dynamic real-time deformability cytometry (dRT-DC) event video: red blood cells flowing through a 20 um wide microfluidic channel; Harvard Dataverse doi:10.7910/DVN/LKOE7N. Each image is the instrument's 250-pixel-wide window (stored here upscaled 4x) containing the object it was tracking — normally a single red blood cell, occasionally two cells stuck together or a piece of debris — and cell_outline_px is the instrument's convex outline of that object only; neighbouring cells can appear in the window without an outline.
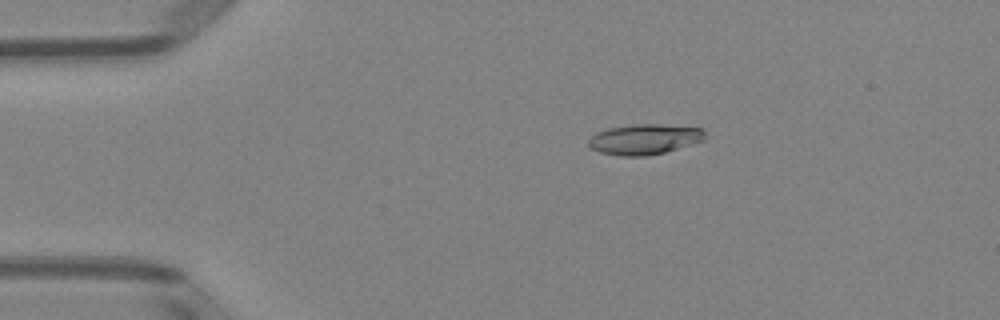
{"species": "Egyptian fruit bat (a non-hibernating species)", "species_latin": "Rousettus aegyptiacus", "temperature_condition": "room temperature", "stored_images_in_passage": 4, "camera_frame_rate_fps": 3000, "um_per_image_px": 0.085, "animal": {"sex": "female"}, "frame": {"image": 1, "passage_image": 2, "time_ms": 1.0, "image_size_px": [1000, 320], "cell_outline_px": [[704, 140], [664, 152], [648, 156], [620, 156], [600, 152], [592, 148], [588, 144], [588, 140], [596, 132], [608, 128], [636, 124], [660, 124], [704, 128]], "centroid_in_image_um": [54.77, 11.83], "position_along_channel_um": 30.2, "area_um2": 20.52}}
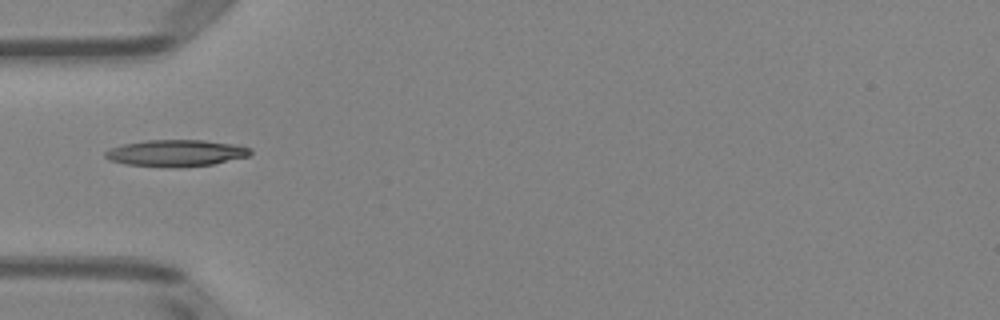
{"frame": {"image": 2, "passage_image": 4, "time_ms": 3.333, "image_size_px": [1000, 320], "cell_outline_px": [[252, 152], [248, 156], [212, 164], [180, 168], [172, 168], [124, 164], [108, 160], [104, 156], [104, 152], [112, 148], [124, 144], [144, 140], [204, 140], [236, 144], [252, 148]], "centroid_in_image_um": [14.96, 13.02], "position_along_channel_um": 70.0, "area_um2": 22.77}}